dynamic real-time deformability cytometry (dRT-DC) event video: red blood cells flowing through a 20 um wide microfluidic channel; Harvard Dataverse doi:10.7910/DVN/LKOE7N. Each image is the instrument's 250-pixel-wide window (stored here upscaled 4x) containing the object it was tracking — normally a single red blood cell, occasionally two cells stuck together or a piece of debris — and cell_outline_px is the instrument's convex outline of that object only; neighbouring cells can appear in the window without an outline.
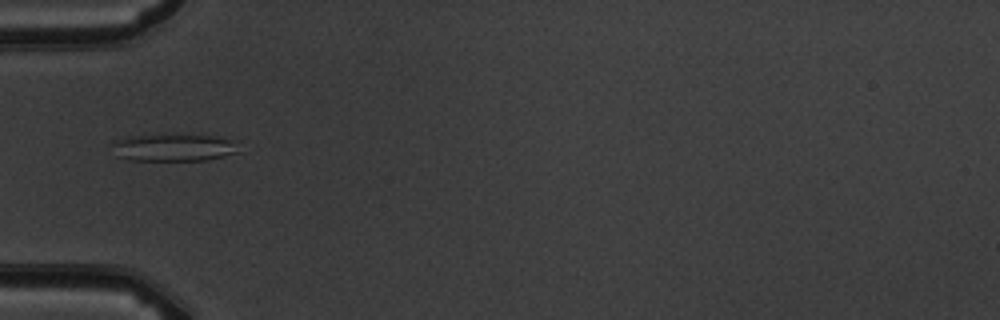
{"species": "common noctule bat (a hibernating species)", "species_latin": "Nyctalus noctula", "temperature_condition": "warm", "stored_images_in_passage": 4, "camera_frame_rate_fps": 3000, "um_per_image_px": 0.085, "animal": {"sex": "male", "body_mass_g": 19.5, "forearm_length_mm": 54.6}, "frame": {"image": 1, "passage_image": 3, "time_ms": 2.333, "image_size_px": [1000, 320], "cell_outline_px": [[240, 152], [208, 160], [128, 160], [116, 156], [108, 144], [112, 140], [128, 136], [212, 136], [228, 140]], "centroid_in_image_um": [14.59, 12.57], "position_along_channel_um": 70.4, "area_um2": 19.71}}
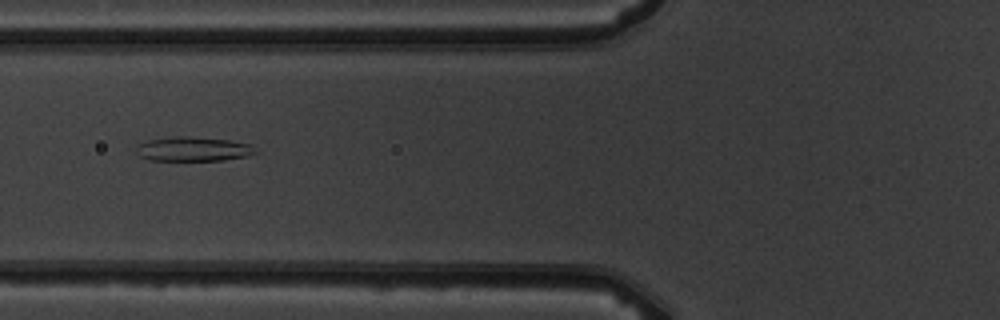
{"frame": {"image": 2, "passage_image": 4, "time_ms": 3.333, "image_size_px": [1000, 320], "cell_outline_px": [[256, 152], [248, 156], [224, 160], [148, 160], [140, 156], [136, 152], [136, 144], [148, 140], [172, 136], [188, 136], [228, 140], [252, 144]], "centroid_in_image_um": [16.39, 12.66], "position_along_channel_um": 109.4, "area_um2": 16.99}}